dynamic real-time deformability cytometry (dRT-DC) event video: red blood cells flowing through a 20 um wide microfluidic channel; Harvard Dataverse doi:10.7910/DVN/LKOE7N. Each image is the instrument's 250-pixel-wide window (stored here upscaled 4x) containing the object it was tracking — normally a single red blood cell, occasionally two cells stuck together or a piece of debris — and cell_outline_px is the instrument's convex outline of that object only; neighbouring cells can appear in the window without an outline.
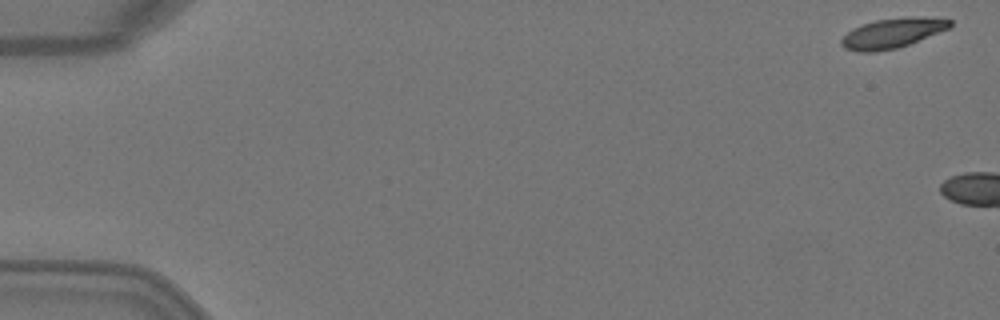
{"species": "Egyptian fruit bat (a non-hibernating species)", "species_latin": "Rousettus aegyptiacus", "temperature_condition": "warm", "stored_images_in_passage": 5, "camera_frame_rate_fps": 3000, "um_per_image_px": 0.085, "animal": {"sex": "female"}, "frame": {"image": 1, "passage_image": 1, "time_ms": 0.0, "image_size_px": [1000, 320], "cell_outline_px": [[952, 24], [948, 28], [908, 44], [896, 48], [872, 52], [856, 52], [844, 48], [840, 44], [840, 40], [852, 28], [876, 20], [904, 16], [916, 16], [952, 20]], "centroid_in_image_um": [75.8, 2.81], "position_along_channel_um": 9.2, "area_um2": 18.67}}
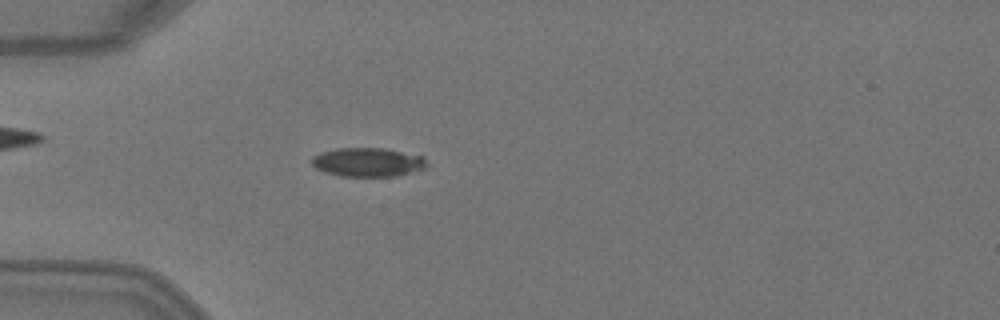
{"frame": {"image": 2, "passage_image": 5, "time_ms": 1.333, "image_size_px": [1000, 320], "cell_outline_px": [[428, 164], [424, 168], [396, 176], [340, 176], [324, 172], [316, 168], [312, 164], [312, 156], [320, 152], [336, 148], [384, 148], [424, 156]], "centroid_in_image_um": [31.25, 13.78], "position_along_channel_um": 53.8, "area_um2": 19.42}}